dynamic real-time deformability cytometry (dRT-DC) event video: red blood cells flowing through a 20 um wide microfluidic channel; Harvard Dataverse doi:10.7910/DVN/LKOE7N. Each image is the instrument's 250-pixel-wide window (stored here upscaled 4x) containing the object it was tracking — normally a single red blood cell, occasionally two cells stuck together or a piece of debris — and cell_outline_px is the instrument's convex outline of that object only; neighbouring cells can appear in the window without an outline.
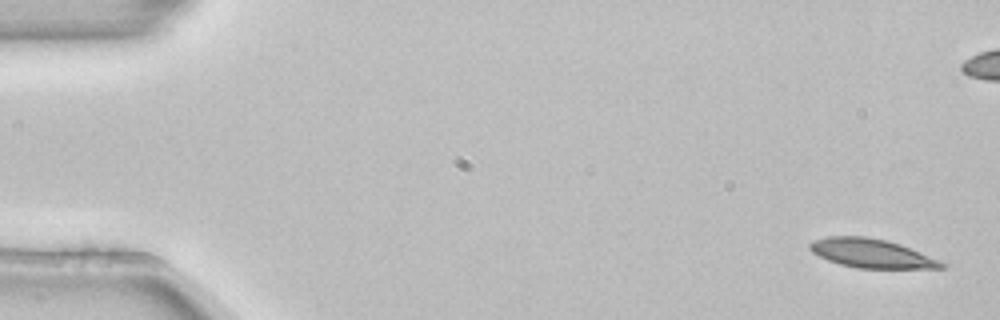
{"species": "common noctule bat (a hibernating species)", "species_latin": "Nyctalus noctula", "temperature_condition": "room temperature", "stored_images_in_passage": 5, "camera_frame_rate_fps": 3000, "um_per_image_px": 0.085, "animal": {"sex": "female", "body_mass_g": 22.7, "forearm_length_mm": 54.2}, "frame": {"image": 1, "passage_image": 1, "time_ms": 0.0, "image_size_px": [1000, 320], "cell_outline_px": [[948, 264], [944, 268], [856, 268], [840, 264], [828, 260], [812, 252], [808, 248], [808, 244], [812, 240], [828, 236], [864, 236], [888, 240], [900, 244], [920, 252]], "centroid_in_image_um": [74.05, 21.52], "position_along_channel_um": 11.0, "area_um2": 22.2}}
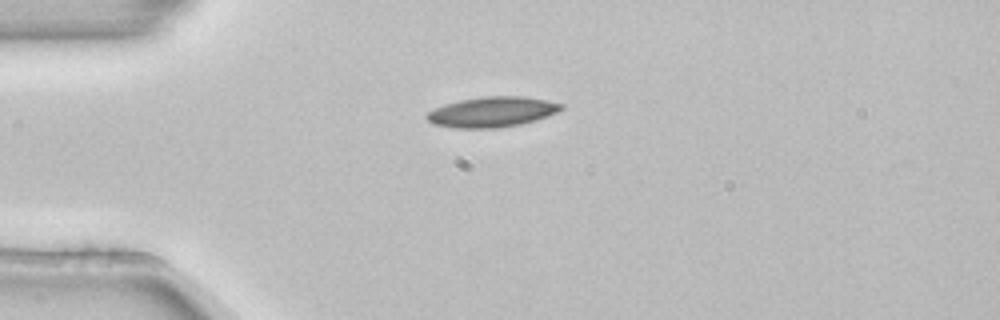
{"frame": {"image": 2, "passage_image": 5, "time_ms": 1.333, "image_size_px": [1000, 320], "cell_outline_px": [[564, 108], [556, 112], [536, 120], [520, 124], [496, 128], [456, 128], [432, 124], [424, 116], [428, 112], [444, 104], [460, 100], [484, 96], [524, 96], [564, 104]], "centroid_in_image_um": [41.81, 9.51], "position_along_channel_um": 43.2, "area_um2": 23.64}}